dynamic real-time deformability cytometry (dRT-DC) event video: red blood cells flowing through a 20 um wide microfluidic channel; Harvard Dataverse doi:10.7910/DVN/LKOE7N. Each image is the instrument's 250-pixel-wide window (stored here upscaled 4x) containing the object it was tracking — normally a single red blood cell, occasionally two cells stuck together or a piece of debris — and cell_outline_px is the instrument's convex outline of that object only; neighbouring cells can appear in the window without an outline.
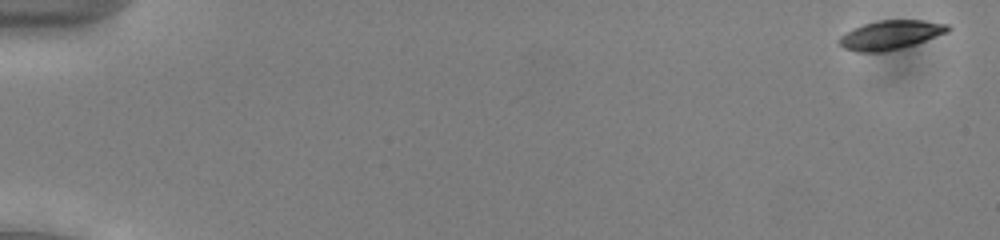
{"species": "common noctule bat (a hibernating species)", "species_latin": "Nyctalus noctula", "temperature_condition": "cold", "stored_images_in_passage": 53, "camera_frame_rate_fps": 3000, "um_per_image_px": 0.085, "animal": {"sex": "male", "body_mass_g": 13.0, "forearm_length_mm": 53.1}, "frame": {"image": 1, "passage_image": 1, "time_ms": 0.0, "image_size_px": [1000, 240], "cell_outline_px": [[952, 28], [948, 32], [916, 44], [900, 48], [880, 52], [856, 52], [844, 48], [836, 40], [840, 36], [852, 28], [864, 24], [880, 20], [920, 20], [948, 24]], "centroid_in_image_um": [75.68, 2.97], "position_along_channel_um": 9.3, "area_um2": 18.44}}
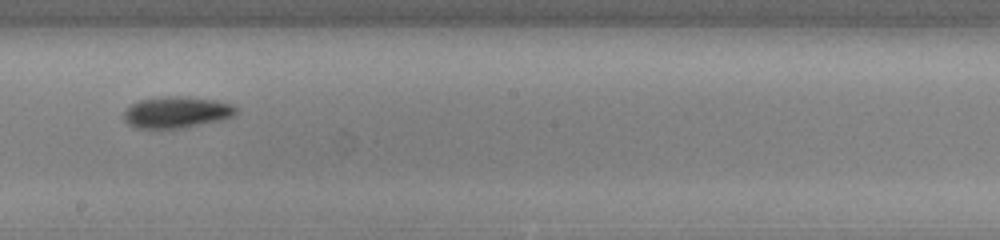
{"frame": {"image": 2, "passage_image": 31, "time_ms": 10.0, "image_size_px": [1000, 240], "cell_outline_px": [[236, 112], [232, 116], [220, 120], [180, 128], [136, 128], [128, 124], [124, 120], [124, 112], [132, 104], [140, 100], [168, 96], [188, 96], [216, 100], [232, 104], [236, 108]], "centroid_in_image_um": [15.0, 9.53], "position_along_channel_um": 233.2, "area_um2": 20.35}}
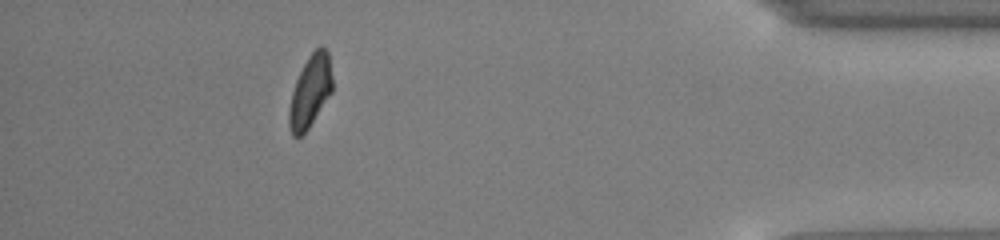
{"frame": {"image": 3, "passage_image": 48, "time_ms": 15.667, "image_size_px": [1000, 240], "cell_outline_px": [[332, 92], [308, 128], [300, 136], [292, 136], [288, 124], [288, 108], [292, 92], [296, 80], [308, 56], [320, 44], [328, 52], [332, 76]], "centroid_in_image_um": [26.36, 7.76], "position_along_channel_um": 408.8, "area_um2": 18.09}, "authors_computed_cell_mechanics": {"area_um2": 18.7272, "velocity_mm_per_s": 3.9234, "shape_relaxation_time_tau1_ms": 2.0, "shape_relaxation_time_tau2_ms": null, "deformation_change_tau1": 0.1067, "deformation_change_tau2": null}}